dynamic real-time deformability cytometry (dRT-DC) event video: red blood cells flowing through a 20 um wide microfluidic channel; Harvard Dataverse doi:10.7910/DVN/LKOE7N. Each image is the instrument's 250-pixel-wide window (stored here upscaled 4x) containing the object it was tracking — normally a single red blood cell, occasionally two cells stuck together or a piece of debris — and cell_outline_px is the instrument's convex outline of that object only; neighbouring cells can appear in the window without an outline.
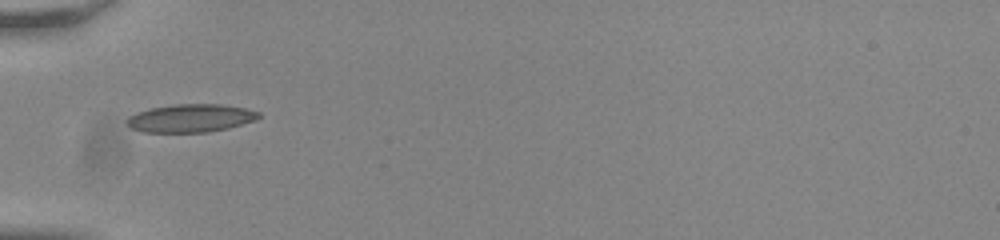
{"species": "common noctule bat (a hibernating species)", "species_latin": "Nyctalus noctula", "temperature_condition": "room temperature", "stored_images_in_passage": 36, "camera_frame_rate_fps": 3000, "um_per_image_px": 0.085, "animal": {"sex": "male", "body_mass_g": 20.0, "forearm_length_mm": 53.3}, "frame": {"image": 1, "passage_image": 1, "time_ms": 0.0, "image_size_px": [1000, 240], "cell_outline_px": [[260, 116], [256, 120], [228, 128], [208, 132], [144, 132], [132, 128], [124, 120], [128, 116], [136, 112], [148, 108], [172, 104], [220, 104], [244, 108], [260, 112]], "centroid_in_image_um": [16.17, 10.03], "position_along_channel_um": 68.8, "area_um2": 21.68}}
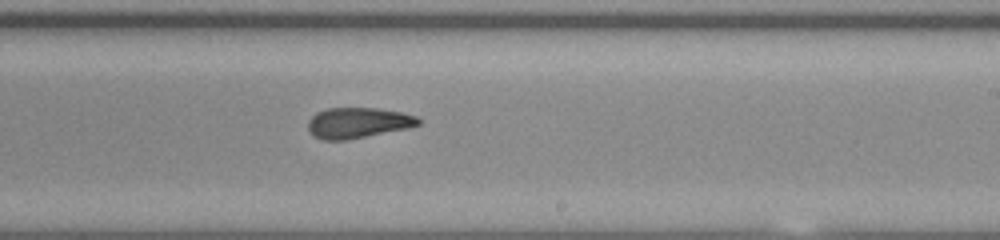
{"frame": {"image": 2, "passage_image": 16, "time_ms": 5.0, "image_size_px": [1000, 240], "cell_outline_px": [[420, 124], [408, 128], [344, 140], [324, 140], [316, 136], [308, 128], [308, 120], [316, 112], [328, 108], [376, 108], [400, 112], [420, 116]], "centroid_in_image_um": [30.45, 10.42], "position_along_channel_um": 258.6, "area_um2": 19.48}}
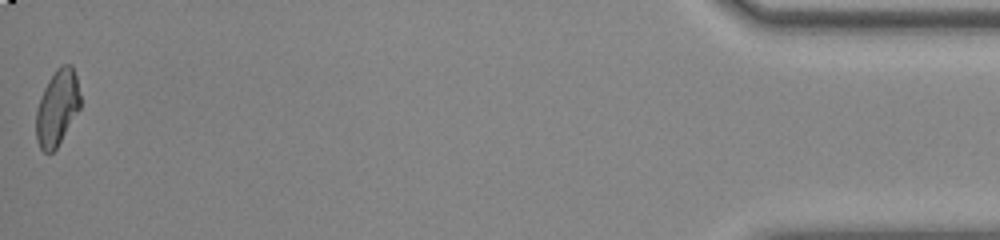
{"frame": {"image": 3, "passage_image": 36, "time_ms": 11.667, "image_size_px": [1000, 240], "cell_outline_px": [[80, 108], [56, 148], [52, 152], [44, 152], [40, 148], [36, 140], [36, 112], [44, 88], [48, 80], [56, 68], [60, 64], [72, 64], [76, 76], [80, 96]], "centroid_in_image_um": [4.86, 9.13], "position_along_channel_um": 430.3, "area_um2": 19.36}, "authors_computed_cell_mechanics": {"area_um2": 20.0855, "velocity_mm_per_s": 3.8332, "shape_relaxation_time_tau1_ms": 3.2168, "shape_relaxation_time_tau2_ms": 1.9619, "deformation_change_tau1": 0.1416, "deformation_change_tau2": 0.0845}}